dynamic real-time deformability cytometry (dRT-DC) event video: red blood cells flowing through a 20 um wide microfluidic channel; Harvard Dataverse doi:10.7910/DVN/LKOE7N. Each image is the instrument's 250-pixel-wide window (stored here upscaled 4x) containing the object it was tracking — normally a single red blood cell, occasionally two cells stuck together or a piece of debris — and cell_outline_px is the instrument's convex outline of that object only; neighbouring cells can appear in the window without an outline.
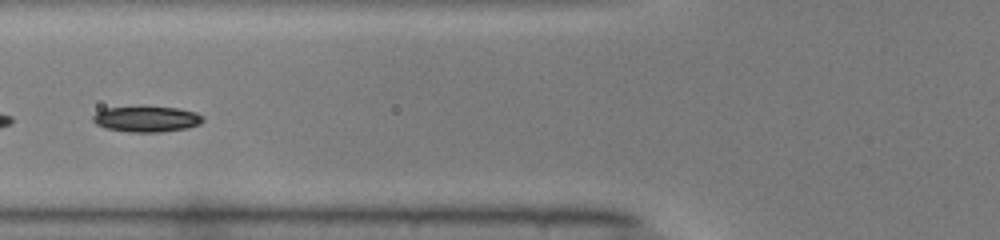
{"species": "common noctule bat (a hibernating species)", "species_latin": "Nyctalus noctula", "temperature_condition": "warm", "stored_images_in_passage": 37, "camera_frame_rate_fps": 3000, "um_per_image_px": 0.085, "animal": {"sex": "male", "body_mass_g": 19.0, "forearm_length_mm": 50.8}, "frame": {"image": 1, "passage_image": 7, "time_ms": 2.0, "image_size_px": [1000, 240], "cell_outline_px": [[204, 120], [200, 124], [188, 128], [160, 132], [128, 132], [104, 128], [96, 124], [92, 120], [92, 116], [96, 112], [104, 108], [140, 104], [144, 104], [176, 108], [196, 112], [204, 116]], "centroid_in_image_um": [12.43, 10.08], "position_along_channel_um": 113.4, "area_um2": 17.4}}
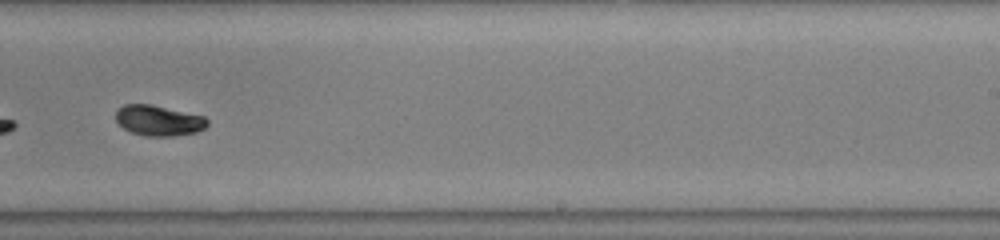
{"frame": {"image": 2, "passage_image": 19, "time_ms": 6.0, "image_size_px": [1000, 240], "cell_outline_px": [[208, 124], [204, 128], [196, 132], [172, 136], [144, 136], [132, 132], [124, 128], [116, 120], [116, 112], [124, 104], [152, 104], [204, 116], [208, 120]], "centroid_in_image_um": [13.49, 10.24], "position_along_channel_um": 275.5, "area_um2": 16.18}}
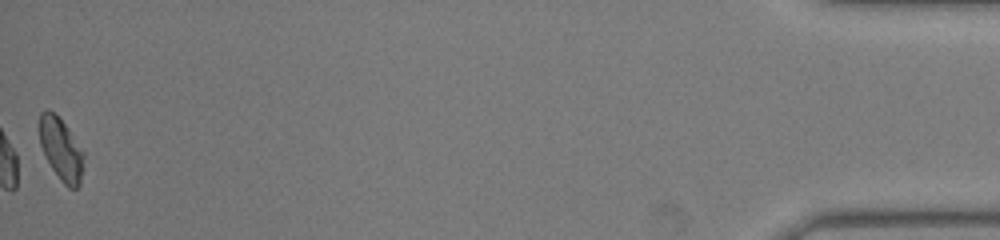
{"frame": {"image": 3, "passage_image": 37, "time_ms": 12.0, "image_size_px": [1000, 240], "cell_outline_px": [[84, 156], [80, 184], [76, 188], [68, 188], [60, 180], [52, 168], [40, 144], [40, 112], [44, 108], [48, 108], [64, 124], [84, 152]], "centroid_in_image_um": [5.19, 12.69], "position_along_channel_um": 430.0, "area_um2": 15.72}, "authors_computed_cell_mechanics": {"area_um2": 16.4152, "velocity_mm_per_s": 4.0641, "shape_relaxation_time_tau1_ms": 1.7108, "shape_relaxation_time_tau2_ms": 2.1237, "deformation_change_tau1": 0.1586, "deformation_change_tau2": 0.0505}}